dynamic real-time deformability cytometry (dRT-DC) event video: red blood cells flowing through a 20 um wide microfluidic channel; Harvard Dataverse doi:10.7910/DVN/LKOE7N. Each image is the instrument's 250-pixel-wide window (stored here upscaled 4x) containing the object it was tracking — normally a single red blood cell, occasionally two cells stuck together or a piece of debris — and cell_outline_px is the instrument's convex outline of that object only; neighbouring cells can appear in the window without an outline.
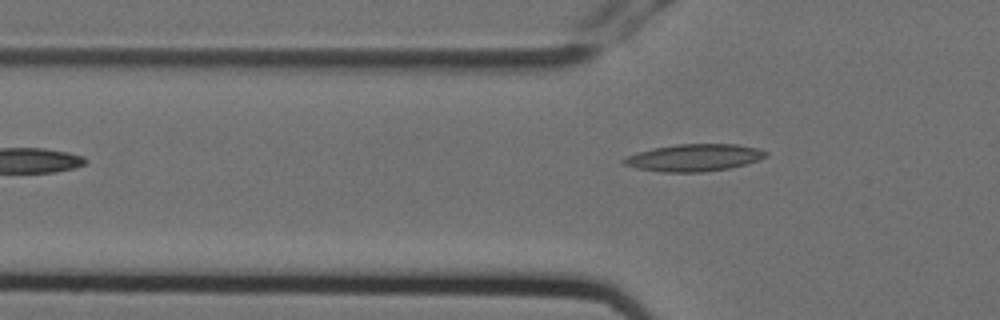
{"species": "Egyptian fruit bat (a non-hibernating species)", "species_latin": "Rousettus aegyptiacus", "temperature_condition": "cold", "stored_images_in_passage": 6, "camera_frame_rate_fps": 3000, "um_per_image_px": 0.085, "animal": {"sex": "female"}, "frame": {"image": 1, "passage_image": 6, "time_ms": 1.667, "image_size_px": [1000, 320], "cell_outline_px": [[768, 156], [760, 160], [728, 168], [704, 172], [664, 172], [636, 168], [624, 164], [620, 160], [624, 156], [656, 148], [676, 144], [736, 144], [760, 148], [768, 152]], "centroid_in_image_um": [59.03, 13.4], "position_along_channel_um": 66.8, "area_um2": 22.48}}